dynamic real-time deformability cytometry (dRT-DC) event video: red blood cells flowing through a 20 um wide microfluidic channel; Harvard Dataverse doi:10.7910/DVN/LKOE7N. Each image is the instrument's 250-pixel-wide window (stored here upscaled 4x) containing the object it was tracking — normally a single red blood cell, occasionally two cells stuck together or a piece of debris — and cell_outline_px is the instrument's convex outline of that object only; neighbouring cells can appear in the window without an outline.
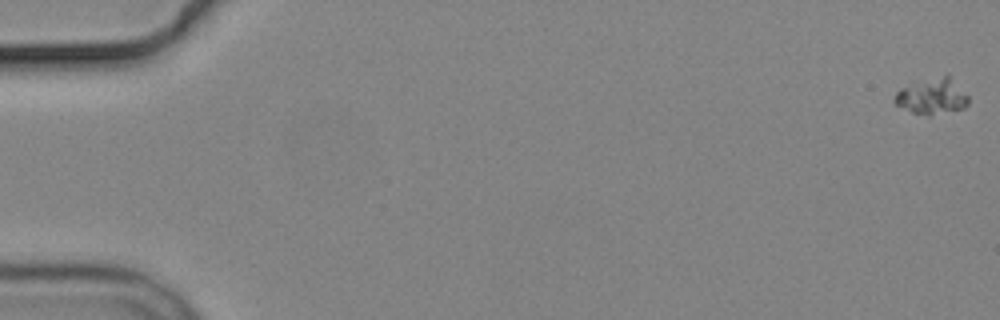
{"species": "common noctule bat (a hibernating species)", "species_latin": "Nyctalus noctula", "temperature_condition": "cold", "stored_images_in_passage": 5, "camera_frame_rate_fps": 3000, "um_per_image_px": 0.085, "animal": {"sex": "male", "body_mass_g": 19.2, "forearm_length_mm": 51.8}, "frame": {"image": 1, "passage_image": 1, "time_ms": 0.0, "image_size_px": [1000, 320], "cell_outline_px": [[968, 104], [964, 108], [928, 116], [912, 112], [896, 104], [892, 100], [896, 92], [900, 88], [908, 84], [944, 76], [948, 76], [968, 96]], "centroid_in_image_um": [79.18, 8.22], "position_along_channel_um": 5.8, "area_um2": 15.03}}
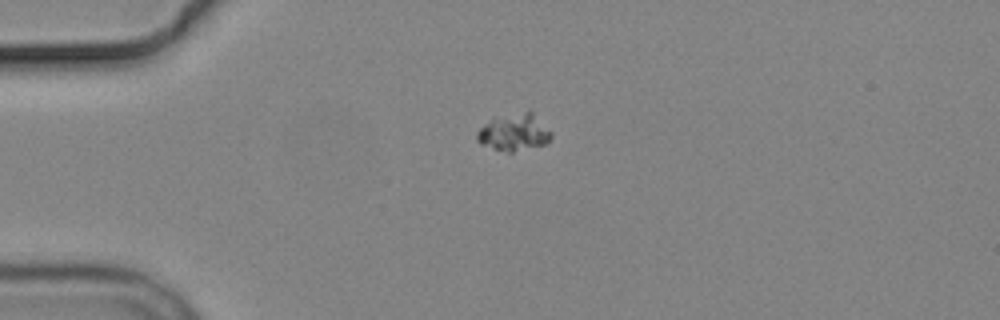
{"frame": {"image": 2, "passage_image": 4, "time_ms": 4.667, "image_size_px": [1000, 320], "cell_outline_px": [[552, 136], [544, 144], [512, 152], [508, 152], [492, 148], [480, 144], [476, 140], [476, 132], [480, 128], [492, 120], [524, 112], [532, 112], [552, 132]], "centroid_in_image_um": [43.7, 11.29], "position_along_channel_um": 41.3, "area_um2": 15.37}}